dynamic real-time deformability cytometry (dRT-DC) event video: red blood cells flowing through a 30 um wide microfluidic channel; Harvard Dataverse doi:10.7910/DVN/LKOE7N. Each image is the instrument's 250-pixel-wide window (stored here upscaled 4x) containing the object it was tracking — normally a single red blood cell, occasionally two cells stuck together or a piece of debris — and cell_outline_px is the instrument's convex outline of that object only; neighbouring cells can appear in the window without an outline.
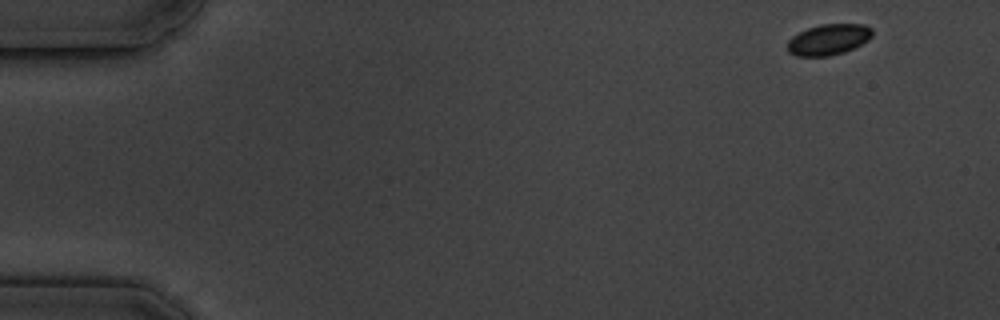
{"species": "common noctule bat (a hibernating species)", "species_latin": "Nyctalus noctula", "temperature_condition": "cold", "stored_images_in_passage": 6, "camera_frame_rate_fps": 3000, "um_per_image_px": 0.085, "animal": {"sex": "male", "body_mass_g": 19.5, "forearm_length_mm": 54.6}, "frame": {"image": 1, "passage_image": 1, "time_ms": 0.0, "image_size_px": [1000, 320], "cell_outline_px": [[872, 36], [868, 40], [844, 52], [828, 56], [796, 56], [788, 52], [788, 40], [792, 36], [808, 28], [820, 24], [864, 24], [872, 28]], "centroid_in_image_um": [70.42, 3.35], "position_along_channel_um": 14.6, "area_um2": 15.2}}
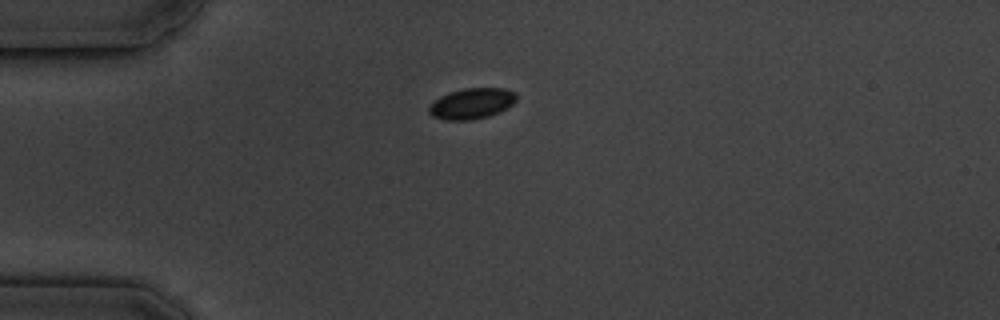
{"frame": {"image": 2, "passage_image": 4, "time_ms": 3.667, "image_size_px": [1000, 320], "cell_outline_px": [[516, 100], [512, 104], [500, 112], [488, 116], [472, 120], [444, 120], [432, 116], [428, 112], [428, 104], [440, 96], [448, 92], [464, 88], [504, 88], [516, 92]], "centroid_in_image_um": [40.06, 8.8], "position_along_channel_um": 44.9, "area_um2": 15.9}}